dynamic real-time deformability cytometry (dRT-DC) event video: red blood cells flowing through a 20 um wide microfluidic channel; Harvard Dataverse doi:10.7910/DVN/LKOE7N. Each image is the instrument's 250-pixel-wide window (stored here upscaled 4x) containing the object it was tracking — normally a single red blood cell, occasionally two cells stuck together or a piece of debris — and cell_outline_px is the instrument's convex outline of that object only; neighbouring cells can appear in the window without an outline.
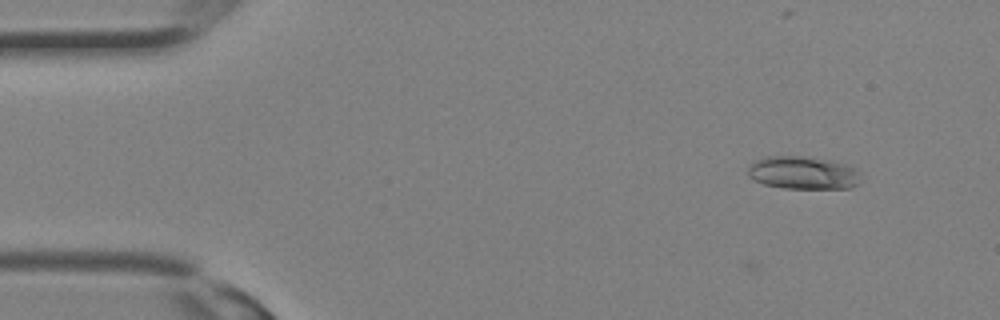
{"species": "Egyptian fruit bat (a non-hibernating species)", "species_latin": "Rousettus aegyptiacus", "temperature_condition": "room temperature", "stored_images_in_passage": 3, "camera_frame_rate_fps": 3000, "um_per_image_px": 0.085, "animal": {"sex": "female"}, "frame": {"image": 1, "passage_image": 3, "time_ms": 0.667, "image_size_px": [1000, 320], "cell_outline_px": [[860, 172], [856, 184], [848, 188], [784, 188], [764, 184], [748, 176], [748, 168], [756, 160], [764, 156], [808, 156], [832, 160], [856, 168]], "centroid_in_image_um": [68.25, 14.67], "position_along_channel_um": 16.8, "area_um2": 21.56}}